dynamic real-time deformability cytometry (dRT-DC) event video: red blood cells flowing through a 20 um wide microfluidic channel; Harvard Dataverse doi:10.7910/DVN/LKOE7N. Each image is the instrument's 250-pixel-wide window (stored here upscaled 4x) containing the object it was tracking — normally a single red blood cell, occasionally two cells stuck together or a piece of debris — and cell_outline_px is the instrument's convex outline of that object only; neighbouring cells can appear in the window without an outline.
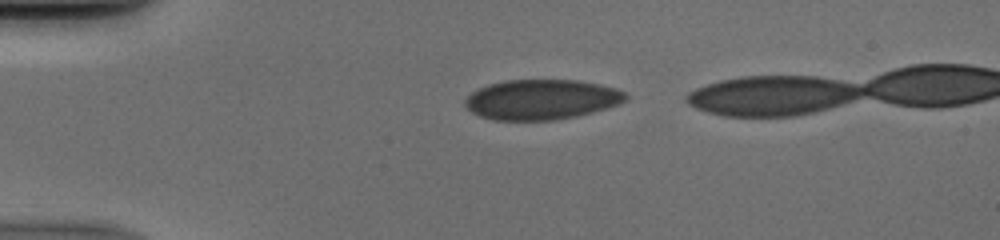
{"species": "human", "species_latin": "Homo sapiens", "temperature_condition": "cold", "stored_images_in_passage": 35, "camera_frame_rate_fps": 3000, "um_per_image_px": 0.085, "donor": {"sex": "male"}, "frame": {"image": 1, "passage_image": 1, "time_ms": 0.0, "image_size_px": [1000, 240], "cell_outline_px": [[628, 96], [624, 100], [616, 104], [604, 108], [576, 116], [556, 120], [492, 120], [480, 116], [472, 112], [464, 104], [464, 100], [472, 92], [488, 84], [504, 80], [576, 80], [616, 88], [624, 92]], "centroid_in_image_um": [45.97, 8.46], "position_along_channel_um": 39.0, "area_um2": 37.17}}
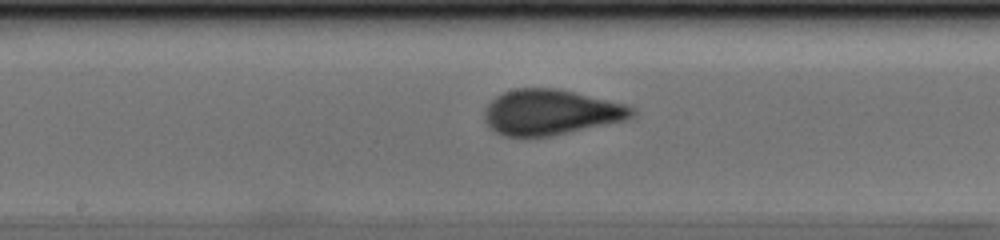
{"frame": {"image": 2, "passage_image": 16, "time_ms": 5.0, "image_size_px": [1000, 240], "cell_outline_px": [[636, 116], [628, 120], [548, 136], [504, 136], [488, 128], [484, 120], [484, 112], [488, 104], [496, 96], [504, 92], [516, 88], [556, 88], [628, 104], [636, 108]], "centroid_in_image_um": [46.85, 9.53], "position_along_channel_um": 201.4, "area_um2": 39.25}}
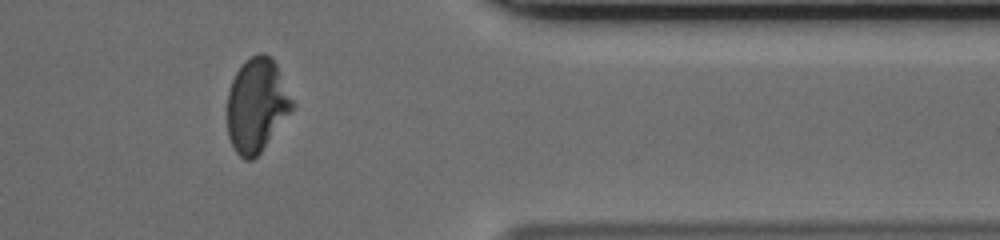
{"frame": {"image": 3, "passage_image": 31, "time_ms": 10.0, "image_size_px": [1000, 240], "cell_outline_px": [[296, 104], [260, 152], [252, 160], [244, 160], [232, 148], [228, 136], [228, 92], [232, 80], [236, 72], [252, 56], [260, 52], [264, 52], [272, 56]], "centroid_in_image_um": [21.83, 8.93], "position_along_channel_um": 389.6, "area_um2": 35.32}}